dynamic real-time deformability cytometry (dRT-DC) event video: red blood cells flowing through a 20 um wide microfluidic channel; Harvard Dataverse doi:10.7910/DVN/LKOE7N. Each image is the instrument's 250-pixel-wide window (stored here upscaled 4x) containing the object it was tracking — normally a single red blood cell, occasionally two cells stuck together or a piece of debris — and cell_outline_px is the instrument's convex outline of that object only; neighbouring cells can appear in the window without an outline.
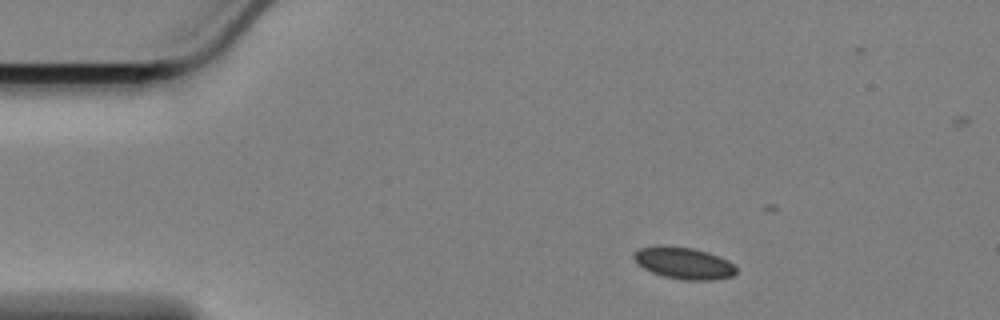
{"species": "Egyptian fruit bat (a non-hibernating species)", "species_latin": "Rousettus aegyptiacus", "temperature_condition": "cold", "stored_images_in_passage": 21, "camera_frame_rate_fps": 3000, "um_per_image_px": 0.085, "animal": {"sex": "female"}, "frame": {"image": 1, "passage_image": 1, "time_ms": 0.0, "image_size_px": [1000, 320], "cell_outline_px": [[736, 272], [732, 276], [712, 280], [684, 280], [664, 276], [652, 272], [636, 264], [632, 256], [632, 252], [640, 248], [692, 248], [708, 252], [728, 260], [736, 268]], "centroid_in_image_um": [58.13, 22.4], "position_along_channel_um": 26.9, "area_um2": 18.38}}
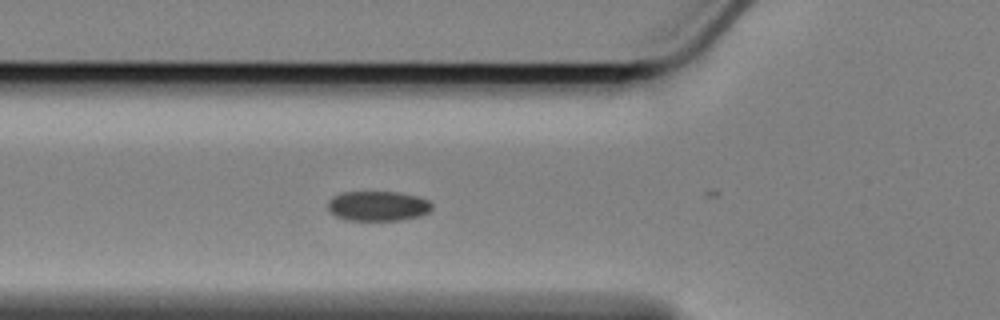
{"frame": {"image": 2, "passage_image": 12, "time_ms": 3.667, "image_size_px": [1000, 320], "cell_outline_px": [[432, 208], [428, 212], [420, 216], [400, 220], [344, 220], [336, 216], [328, 208], [328, 200], [332, 196], [340, 192], [400, 192], [420, 196], [428, 200], [432, 204]], "centroid_in_image_um": [32.12, 17.5], "position_along_channel_um": 93.7, "area_um2": 18.32}}
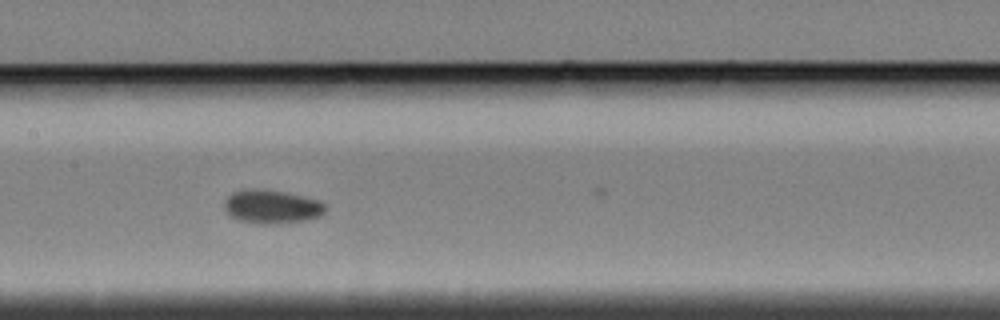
{"frame": {"image": 3, "passage_image": 20, "time_ms": 6.333, "image_size_px": [1000, 320], "cell_outline_px": [[324, 212], [320, 216], [308, 220], [280, 224], [256, 224], [236, 220], [224, 208], [224, 200], [232, 192], [252, 188], [280, 192], [320, 200], [324, 204]], "centroid_in_image_um": [23.07, 17.6], "position_along_channel_um": 184.3, "area_um2": 19.77}}